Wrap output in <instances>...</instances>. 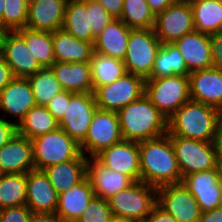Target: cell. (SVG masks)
Listing matches in <instances>:
<instances>
[{"instance_id":"obj_1","label":"cell","mask_w":222,"mask_h":222,"mask_svg":"<svg viewBox=\"0 0 222 222\" xmlns=\"http://www.w3.org/2000/svg\"><path fill=\"white\" fill-rule=\"evenodd\" d=\"M140 181L159 188L182 182L176 156L168 134L139 142Z\"/></svg>"},{"instance_id":"obj_2","label":"cell","mask_w":222,"mask_h":222,"mask_svg":"<svg viewBox=\"0 0 222 222\" xmlns=\"http://www.w3.org/2000/svg\"><path fill=\"white\" fill-rule=\"evenodd\" d=\"M221 117L217 108L189 100L167 120V134L213 142Z\"/></svg>"},{"instance_id":"obj_3","label":"cell","mask_w":222,"mask_h":222,"mask_svg":"<svg viewBox=\"0 0 222 222\" xmlns=\"http://www.w3.org/2000/svg\"><path fill=\"white\" fill-rule=\"evenodd\" d=\"M117 114L123 140L140 142L167 134V119L145 94Z\"/></svg>"},{"instance_id":"obj_4","label":"cell","mask_w":222,"mask_h":222,"mask_svg":"<svg viewBox=\"0 0 222 222\" xmlns=\"http://www.w3.org/2000/svg\"><path fill=\"white\" fill-rule=\"evenodd\" d=\"M31 142L36 170H43L48 166L75 158L88 157L82 154L80 145L60 127L31 139Z\"/></svg>"},{"instance_id":"obj_5","label":"cell","mask_w":222,"mask_h":222,"mask_svg":"<svg viewBox=\"0 0 222 222\" xmlns=\"http://www.w3.org/2000/svg\"><path fill=\"white\" fill-rule=\"evenodd\" d=\"M106 200L112 216L144 222L157 204V188L135 181Z\"/></svg>"},{"instance_id":"obj_6","label":"cell","mask_w":222,"mask_h":222,"mask_svg":"<svg viewBox=\"0 0 222 222\" xmlns=\"http://www.w3.org/2000/svg\"><path fill=\"white\" fill-rule=\"evenodd\" d=\"M150 102L168 120L190 100L189 75L145 79V93Z\"/></svg>"},{"instance_id":"obj_7","label":"cell","mask_w":222,"mask_h":222,"mask_svg":"<svg viewBox=\"0 0 222 222\" xmlns=\"http://www.w3.org/2000/svg\"><path fill=\"white\" fill-rule=\"evenodd\" d=\"M161 42L154 29H132L123 60L127 73L148 79Z\"/></svg>"},{"instance_id":"obj_8","label":"cell","mask_w":222,"mask_h":222,"mask_svg":"<svg viewBox=\"0 0 222 222\" xmlns=\"http://www.w3.org/2000/svg\"><path fill=\"white\" fill-rule=\"evenodd\" d=\"M182 179L195 172L216 169L218 159L213 142L169 135Z\"/></svg>"},{"instance_id":"obj_9","label":"cell","mask_w":222,"mask_h":222,"mask_svg":"<svg viewBox=\"0 0 222 222\" xmlns=\"http://www.w3.org/2000/svg\"><path fill=\"white\" fill-rule=\"evenodd\" d=\"M145 93V79L125 73L111 84L100 86L94 91L98 109L118 112Z\"/></svg>"},{"instance_id":"obj_10","label":"cell","mask_w":222,"mask_h":222,"mask_svg":"<svg viewBox=\"0 0 222 222\" xmlns=\"http://www.w3.org/2000/svg\"><path fill=\"white\" fill-rule=\"evenodd\" d=\"M123 140L117 112L97 109L84 141L80 144L81 152H89L95 157L102 150ZM86 150V151H85Z\"/></svg>"},{"instance_id":"obj_11","label":"cell","mask_w":222,"mask_h":222,"mask_svg":"<svg viewBox=\"0 0 222 222\" xmlns=\"http://www.w3.org/2000/svg\"><path fill=\"white\" fill-rule=\"evenodd\" d=\"M154 32L161 44L174 43L195 30L193 10L188 1L178 0L155 16Z\"/></svg>"},{"instance_id":"obj_12","label":"cell","mask_w":222,"mask_h":222,"mask_svg":"<svg viewBox=\"0 0 222 222\" xmlns=\"http://www.w3.org/2000/svg\"><path fill=\"white\" fill-rule=\"evenodd\" d=\"M97 109L94 93H74L58 125L80 145Z\"/></svg>"},{"instance_id":"obj_13","label":"cell","mask_w":222,"mask_h":222,"mask_svg":"<svg viewBox=\"0 0 222 222\" xmlns=\"http://www.w3.org/2000/svg\"><path fill=\"white\" fill-rule=\"evenodd\" d=\"M157 204L177 222H198L201 215L198 202L182 182L157 188Z\"/></svg>"},{"instance_id":"obj_14","label":"cell","mask_w":222,"mask_h":222,"mask_svg":"<svg viewBox=\"0 0 222 222\" xmlns=\"http://www.w3.org/2000/svg\"><path fill=\"white\" fill-rule=\"evenodd\" d=\"M95 158L105 167L140 181L139 142L122 140L102 150Z\"/></svg>"},{"instance_id":"obj_15","label":"cell","mask_w":222,"mask_h":222,"mask_svg":"<svg viewBox=\"0 0 222 222\" xmlns=\"http://www.w3.org/2000/svg\"><path fill=\"white\" fill-rule=\"evenodd\" d=\"M1 55L16 78H28L42 68L17 31L5 32Z\"/></svg>"},{"instance_id":"obj_16","label":"cell","mask_w":222,"mask_h":222,"mask_svg":"<svg viewBox=\"0 0 222 222\" xmlns=\"http://www.w3.org/2000/svg\"><path fill=\"white\" fill-rule=\"evenodd\" d=\"M182 183L195 197L201 212L222 206V186L217 169L191 173L183 178Z\"/></svg>"},{"instance_id":"obj_17","label":"cell","mask_w":222,"mask_h":222,"mask_svg":"<svg viewBox=\"0 0 222 222\" xmlns=\"http://www.w3.org/2000/svg\"><path fill=\"white\" fill-rule=\"evenodd\" d=\"M190 100L217 108L222 112V71L216 68L189 74Z\"/></svg>"},{"instance_id":"obj_18","label":"cell","mask_w":222,"mask_h":222,"mask_svg":"<svg viewBox=\"0 0 222 222\" xmlns=\"http://www.w3.org/2000/svg\"><path fill=\"white\" fill-rule=\"evenodd\" d=\"M26 206L31 212L55 213L59 194L55 191L43 170H31L26 173Z\"/></svg>"},{"instance_id":"obj_19","label":"cell","mask_w":222,"mask_h":222,"mask_svg":"<svg viewBox=\"0 0 222 222\" xmlns=\"http://www.w3.org/2000/svg\"><path fill=\"white\" fill-rule=\"evenodd\" d=\"M68 0H29L27 26L35 31L62 29Z\"/></svg>"},{"instance_id":"obj_20","label":"cell","mask_w":222,"mask_h":222,"mask_svg":"<svg viewBox=\"0 0 222 222\" xmlns=\"http://www.w3.org/2000/svg\"><path fill=\"white\" fill-rule=\"evenodd\" d=\"M96 197L108 199L129 187L134 181L120 172L105 167L95 157L87 159V176Z\"/></svg>"},{"instance_id":"obj_21","label":"cell","mask_w":222,"mask_h":222,"mask_svg":"<svg viewBox=\"0 0 222 222\" xmlns=\"http://www.w3.org/2000/svg\"><path fill=\"white\" fill-rule=\"evenodd\" d=\"M0 167L6 174L27 173L35 169L32 142L16 133L0 148Z\"/></svg>"},{"instance_id":"obj_22","label":"cell","mask_w":222,"mask_h":222,"mask_svg":"<svg viewBox=\"0 0 222 222\" xmlns=\"http://www.w3.org/2000/svg\"><path fill=\"white\" fill-rule=\"evenodd\" d=\"M36 105L28 78L14 77L0 92V110L17 116L16 124Z\"/></svg>"},{"instance_id":"obj_23","label":"cell","mask_w":222,"mask_h":222,"mask_svg":"<svg viewBox=\"0 0 222 222\" xmlns=\"http://www.w3.org/2000/svg\"><path fill=\"white\" fill-rule=\"evenodd\" d=\"M173 44L177 46L183 56L189 73L212 67L209 35L194 30L185 34Z\"/></svg>"},{"instance_id":"obj_24","label":"cell","mask_w":222,"mask_h":222,"mask_svg":"<svg viewBox=\"0 0 222 222\" xmlns=\"http://www.w3.org/2000/svg\"><path fill=\"white\" fill-rule=\"evenodd\" d=\"M51 68L62 90L94 93L90 62H55Z\"/></svg>"},{"instance_id":"obj_25","label":"cell","mask_w":222,"mask_h":222,"mask_svg":"<svg viewBox=\"0 0 222 222\" xmlns=\"http://www.w3.org/2000/svg\"><path fill=\"white\" fill-rule=\"evenodd\" d=\"M94 197L93 187L86 177L78 185L59 194L55 213L63 222H76Z\"/></svg>"},{"instance_id":"obj_26","label":"cell","mask_w":222,"mask_h":222,"mask_svg":"<svg viewBox=\"0 0 222 222\" xmlns=\"http://www.w3.org/2000/svg\"><path fill=\"white\" fill-rule=\"evenodd\" d=\"M132 28L121 19H113L103 31L95 37L93 48L95 52L124 60L128 39Z\"/></svg>"},{"instance_id":"obj_27","label":"cell","mask_w":222,"mask_h":222,"mask_svg":"<svg viewBox=\"0 0 222 222\" xmlns=\"http://www.w3.org/2000/svg\"><path fill=\"white\" fill-rule=\"evenodd\" d=\"M52 41L56 62H90L94 51L91 42L80 40L63 29L52 32Z\"/></svg>"},{"instance_id":"obj_28","label":"cell","mask_w":222,"mask_h":222,"mask_svg":"<svg viewBox=\"0 0 222 222\" xmlns=\"http://www.w3.org/2000/svg\"><path fill=\"white\" fill-rule=\"evenodd\" d=\"M87 159L88 158H75L74 160L48 166L43 169V171L55 191L60 194L78 185L86 178Z\"/></svg>"},{"instance_id":"obj_29","label":"cell","mask_w":222,"mask_h":222,"mask_svg":"<svg viewBox=\"0 0 222 222\" xmlns=\"http://www.w3.org/2000/svg\"><path fill=\"white\" fill-rule=\"evenodd\" d=\"M62 29L80 40L94 43L87 0L67 1Z\"/></svg>"},{"instance_id":"obj_30","label":"cell","mask_w":222,"mask_h":222,"mask_svg":"<svg viewBox=\"0 0 222 222\" xmlns=\"http://www.w3.org/2000/svg\"><path fill=\"white\" fill-rule=\"evenodd\" d=\"M190 5L196 32L207 35L222 32V0H194Z\"/></svg>"},{"instance_id":"obj_31","label":"cell","mask_w":222,"mask_h":222,"mask_svg":"<svg viewBox=\"0 0 222 222\" xmlns=\"http://www.w3.org/2000/svg\"><path fill=\"white\" fill-rule=\"evenodd\" d=\"M16 127L18 134L31 140L56 130L59 125L45 106L36 105L16 124Z\"/></svg>"},{"instance_id":"obj_32","label":"cell","mask_w":222,"mask_h":222,"mask_svg":"<svg viewBox=\"0 0 222 222\" xmlns=\"http://www.w3.org/2000/svg\"><path fill=\"white\" fill-rule=\"evenodd\" d=\"M183 56L173 43L161 45L149 78L189 75Z\"/></svg>"},{"instance_id":"obj_33","label":"cell","mask_w":222,"mask_h":222,"mask_svg":"<svg viewBox=\"0 0 222 222\" xmlns=\"http://www.w3.org/2000/svg\"><path fill=\"white\" fill-rule=\"evenodd\" d=\"M90 65L94 91L100 86L113 83L126 73L123 60L112 58L95 51H93Z\"/></svg>"},{"instance_id":"obj_34","label":"cell","mask_w":222,"mask_h":222,"mask_svg":"<svg viewBox=\"0 0 222 222\" xmlns=\"http://www.w3.org/2000/svg\"><path fill=\"white\" fill-rule=\"evenodd\" d=\"M17 32L24 38L29 51L42 67H51L56 62L52 32L35 31L26 27Z\"/></svg>"},{"instance_id":"obj_35","label":"cell","mask_w":222,"mask_h":222,"mask_svg":"<svg viewBox=\"0 0 222 222\" xmlns=\"http://www.w3.org/2000/svg\"><path fill=\"white\" fill-rule=\"evenodd\" d=\"M27 181L25 173H10L0 180V210L26 205Z\"/></svg>"},{"instance_id":"obj_36","label":"cell","mask_w":222,"mask_h":222,"mask_svg":"<svg viewBox=\"0 0 222 222\" xmlns=\"http://www.w3.org/2000/svg\"><path fill=\"white\" fill-rule=\"evenodd\" d=\"M28 80L37 105L45 106L51 98L63 91L51 67L40 68L35 74L29 76Z\"/></svg>"},{"instance_id":"obj_37","label":"cell","mask_w":222,"mask_h":222,"mask_svg":"<svg viewBox=\"0 0 222 222\" xmlns=\"http://www.w3.org/2000/svg\"><path fill=\"white\" fill-rule=\"evenodd\" d=\"M120 19L132 29H150L155 23V15L146 0H124Z\"/></svg>"},{"instance_id":"obj_38","label":"cell","mask_w":222,"mask_h":222,"mask_svg":"<svg viewBox=\"0 0 222 222\" xmlns=\"http://www.w3.org/2000/svg\"><path fill=\"white\" fill-rule=\"evenodd\" d=\"M29 0H4L2 27L17 31L27 26Z\"/></svg>"},{"instance_id":"obj_39","label":"cell","mask_w":222,"mask_h":222,"mask_svg":"<svg viewBox=\"0 0 222 222\" xmlns=\"http://www.w3.org/2000/svg\"><path fill=\"white\" fill-rule=\"evenodd\" d=\"M111 217L107 200L95 196L76 222H110Z\"/></svg>"},{"instance_id":"obj_40","label":"cell","mask_w":222,"mask_h":222,"mask_svg":"<svg viewBox=\"0 0 222 222\" xmlns=\"http://www.w3.org/2000/svg\"><path fill=\"white\" fill-rule=\"evenodd\" d=\"M87 9L90 10L92 33L93 36L96 37L114 18L96 0H87Z\"/></svg>"},{"instance_id":"obj_41","label":"cell","mask_w":222,"mask_h":222,"mask_svg":"<svg viewBox=\"0 0 222 222\" xmlns=\"http://www.w3.org/2000/svg\"><path fill=\"white\" fill-rule=\"evenodd\" d=\"M73 94V92L63 90L46 103L45 107L57 121L66 113L67 104H69L70 97Z\"/></svg>"},{"instance_id":"obj_42","label":"cell","mask_w":222,"mask_h":222,"mask_svg":"<svg viewBox=\"0 0 222 222\" xmlns=\"http://www.w3.org/2000/svg\"><path fill=\"white\" fill-rule=\"evenodd\" d=\"M30 215L26 205L4 208L0 210V222H29Z\"/></svg>"},{"instance_id":"obj_43","label":"cell","mask_w":222,"mask_h":222,"mask_svg":"<svg viewBox=\"0 0 222 222\" xmlns=\"http://www.w3.org/2000/svg\"><path fill=\"white\" fill-rule=\"evenodd\" d=\"M213 68L222 71V32L209 35Z\"/></svg>"},{"instance_id":"obj_44","label":"cell","mask_w":222,"mask_h":222,"mask_svg":"<svg viewBox=\"0 0 222 222\" xmlns=\"http://www.w3.org/2000/svg\"><path fill=\"white\" fill-rule=\"evenodd\" d=\"M17 133L16 122H9L0 117V148Z\"/></svg>"},{"instance_id":"obj_45","label":"cell","mask_w":222,"mask_h":222,"mask_svg":"<svg viewBox=\"0 0 222 222\" xmlns=\"http://www.w3.org/2000/svg\"><path fill=\"white\" fill-rule=\"evenodd\" d=\"M96 1L99 2L114 19L121 18L123 12L124 0H96Z\"/></svg>"},{"instance_id":"obj_46","label":"cell","mask_w":222,"mask_h":222,"mask_svg":"<svg viewBox=\"0 0 222 222\" xmlns=\"http://www.w3.org/2000/svg\"><path fill=\"white\" fill-rule=\"evenodd\" d=\"M144 222H177V220L156 204Z\"/></svg>"},{"instance_id":"obj_47","label":"cell","mask_w":222,"mask_h":222,"mask_svg":"<svg viewBox=\"0 0 222 222\" xmlns=\"http://www.w3.org/2000/svg\"><path fill=\"white\" fill-rule=\"evenodd\" d=\"M14 78L11 68L0 54V92Z\"/></svg>"},{"instance_id":"obj_48","label":"cell","mask_w":222,"mask_h":222,"mask_svg":"<svg viewBox=\"0 0 222 222\" xmlns=\"http://www.w3.org/2000/svg\"><path fill=\"white\" fill-rule=\"evenodd\" d=\"M29 222H63L56 213L31 212Z\"/></svg>"},{"instance_id":"obj_49","label":"cell","mask_w":222,"mask_h":222,"mask_svg":"<svg viewBox=\"0 0 222 222\" xmlns=\"http://www.w3.org/2000/svg\"><path fill=\"white\" fill-rule=\"evenodd\" d=\"M198 222H222V206L201 212Z\"/></svg>"},{"instance_id":"obj_50","label":"cell","mask_w":222,"mask_h":222,"mask_svg":"<svg viewBox=\"0 0 222 222\" xmlns=\"http://www.w3.org/2000/svg\"><path fill=\"white\" fill-rule=\"evenodd\" d=\"M150 9L156 16L157 14L163 12L167 7L174 4L178 0H146Z\"/></svg>"},{"instance_id":"obj_51","label":"cell","mask_w":222,"mask_h":222,"mask_svg":"<svg viewBox=\"0 0 222 222\" xmlns=\"http://www.w3.org/2000/svg\"><path fill=\"white\" fill-rule=\"evenodd\" d=\"M213 144L218 161H222V117L219 120Z\"/></svg>"},{"instance_id":"obj_52","label":"cell","mask_w":222,"mask_h":222,"mask_svg":"<svg viewBox=\"0 0 222 222\" xmlns=\"http://www.w3.org/2000/svg\"><path fill=\"white\" fill-rule=\"evenodd\" d=\"M110 222H136L135 220L127 219L125 217L112 216Z\"/></svg>"},{"instance_id":"obj_53","label":"cell","mask_w":222,"mask_h":222,"mask_svg":"<svg viewBox=\"0 0 222 222\" xmlns=\"http://www.w3.org/2000/svg\"><path fill=\"white\" fill-rule=\"evenodd\" d=\"M216 169H217V172H218L219 182L222 186V161H218Z\"/></svg>"},{"instance_id":"obj_54","label":"cell","mask_w":222,"mask_h":222,"mask_svg":"<svg viewBox=\"0 0 222 222\" xmlns=\"http://www.w3.org/2000/svg\"><path fill=\"white\" fill-rule=\"evenodd\" d=\"M6 30L0 25V54L2 52V41Z\"/></svg>"},{"instance_id":"obj_55","label":"cell","mask_w":222,"mask_h":222,"mask_svg":"<svg viewBox=\"0 0 222 222\" xmlns=\"http://www.w3.org/2000/svg\"><path fill=\"white\" fill-rule=\"evenodd\" d=\"M4 8V0H0V25L2 26V14Z\"/></svg>"},{"instance_id":"obj_56","label":"cell","mask_w":222,"mask_h":222,"mask_svg":"<svg viewBox=\"0 0 222 222\" xmlns=\"http://www.w3.org/2000/svg\"><path fill=\"white\" fill-rule=\"evenodd\" d=\"M5 172L2 170V168L0 167V180L5 176Z\"/></svg>"}]
</instances>
